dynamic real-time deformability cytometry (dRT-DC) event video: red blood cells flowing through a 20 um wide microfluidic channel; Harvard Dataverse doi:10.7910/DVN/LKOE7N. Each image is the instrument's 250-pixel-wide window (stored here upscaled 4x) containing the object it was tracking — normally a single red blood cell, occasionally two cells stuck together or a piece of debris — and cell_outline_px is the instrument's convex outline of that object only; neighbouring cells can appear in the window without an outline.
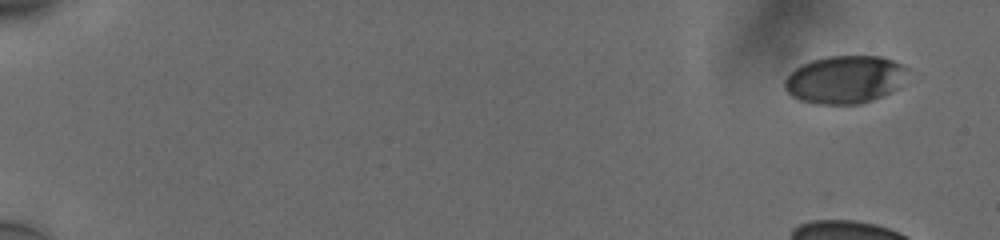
{"species": "human", "species_latin": "Homo sapiens", "temperature_condition": "cold", "stored_images_in_passage": 50, "camera_frame_rate_fps": 3000, "um_per_image_px": 0.085, "donor": {"sex": "male"}, "frame": {"image": 1, "passage_image": 1, "time_ms": 0.0, "image_size_px": [1000, 240], "cell_outline_px": [[908, 68], [896, 88], [872, 100], [860, 104], [820, 104], [800, 100], [792, 96], [784, 88], [784, 80], [800, 64], [824, 56], [880, 56], [892, 60]], "centroid_in_image_um": [71.75, 6.75], "position_along_channel_um": 13.2, "area_um2": 33.87}}
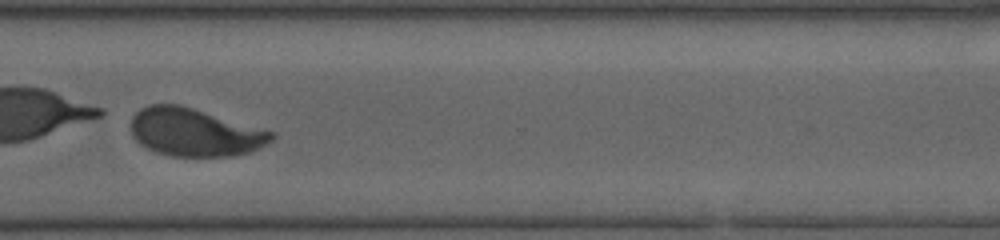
{"frame": {"image": 2, "passage_image": 44, "time_ms": 14.333, "image_size_px": [1000, 240], "cell_outline_px": [[276, 136], [272, 140], [248, 152], [232, 156], [172, 156], [156, 152], [140, 144], [132, 136], [132, 116], [140, 108], [148, 104], [180, 104], [272, 132]], "centroid_in_image_um": [16.49, 11.24], "position_along_channel_um": 354.1, "area_um2": 38.78}}